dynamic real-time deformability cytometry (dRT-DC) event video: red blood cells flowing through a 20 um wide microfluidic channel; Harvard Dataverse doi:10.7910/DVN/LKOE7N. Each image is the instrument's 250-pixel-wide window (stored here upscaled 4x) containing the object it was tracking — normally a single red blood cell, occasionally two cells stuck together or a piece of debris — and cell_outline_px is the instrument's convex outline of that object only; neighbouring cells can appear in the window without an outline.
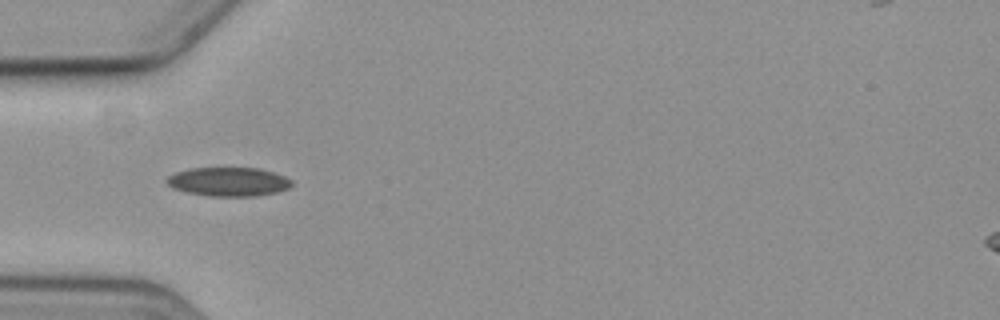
{"species": "common noctule bat (a hibernating species)", "species_latin": "Nyctalus noctula", "temperature_condition": "cold", "stored_images_in_passage": 8, "camera_frame_rate_fps": 3000, "um_per_image_px": 0.085, "animal": {"sex": "female", "body_mass_g": 19.3, "forearm_length_mm": 54.1}, "frame": {"image": 1, "passage_image": 5, "time_ms": 4.667, "image_size_px": [1000, 320], "cell_outline_px": [[292, 184], [288, 188], [276, 192], [256, 196], [208, 196], [188, 192], [172, 188], [164, 180], [168, 176], [176, 172], [192, 168], [260, 168], [284, 176], [292, 180]], "centroid_in_image_um": [19.41, 15.44], "position_along_channel_um": 65.6, "area_um2": 20.98}}
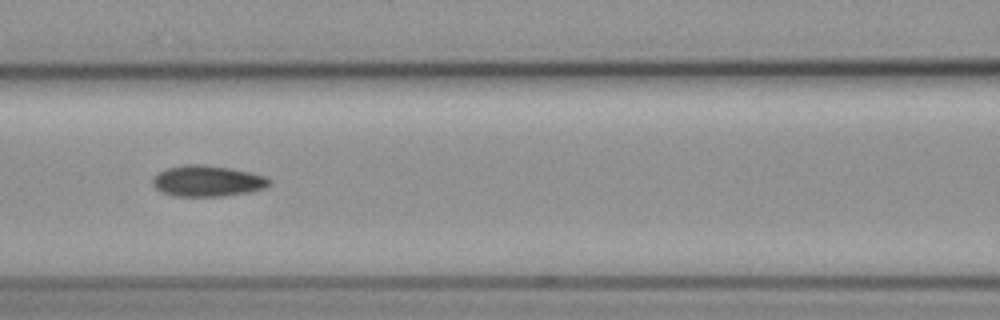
{"frame": {"image": 2, "passage_image": 7, "time_ms": 7.0, "image_size_px": [1000, 320], "cell_outline_px": [[268, 184], [264, 188], [248, 192], [224, 196], [176, 196], [160, 192], [152, 184], [152, 176], [168, 168], [184, 164], [204, 164], [232, 168], [264, 176], [268, 180]], "centroid_in_image_um": [17.56, 15.38], "position_along_channel_um": 149.0, "area_um2": 20.98}}
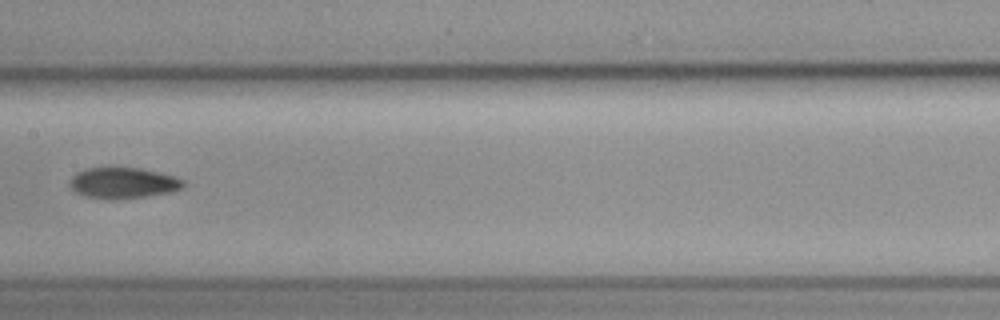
{"frame": {"image": 3, "passage_image": 8, "time_ms": 8.333, "image_size_px": [1000, 320], "cell_outline_px": [[184, 184], [180, 188], [172, 192], [116, 200], [112, 200], [84, 196], [76, 192], [72, 188], [72, 176], [76, 172], [84, 168], [140, 168], [172, 176], [184, 180]], "centroid_in_image_um": [10.44, 15.56], "position_along_channel_um": 197.0, "area_um2": 20.17}}